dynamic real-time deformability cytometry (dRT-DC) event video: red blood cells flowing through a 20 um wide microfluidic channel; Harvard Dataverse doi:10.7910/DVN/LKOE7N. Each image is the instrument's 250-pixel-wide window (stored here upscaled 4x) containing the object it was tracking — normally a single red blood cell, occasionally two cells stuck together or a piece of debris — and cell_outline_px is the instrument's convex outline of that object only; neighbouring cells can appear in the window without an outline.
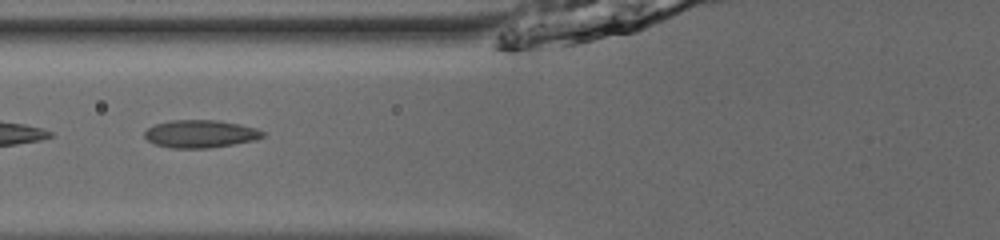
{"species": "common noctule bat (a hibernating species)", "species_latin": "Nyctalus noctula", "temperature_condition": "room temperature", "stored_images_in_passage": 19, "camera_frame_rate_fps": 3000, "um_per_image_px": 0.085, "animal": {"sex": "male", "body_mass_g": 13.0, "forearm_length_mm": 53.1}, "frame": {"image": 1, "passage_image": 6, "time_ms": 1.667, "image_size_px": [1000, 240], "cell_outline_px": [[264, 136], [256, 140], [212, 148], [172, 148], [156, 144], [148, 140], [144, 136], [144, 132], [148, 128], [156, 124], [172, 120], [216, 120], [240, 124], [256, 128], [264, 132]], "centroid_in_image_um": [17.06, 11.38], "position_along_channel_um": 108.7, "area_um2": 19.07}}
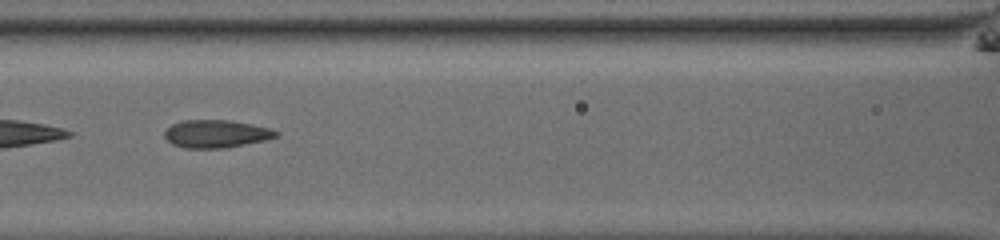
{"frame": {"image": 2, "passage_image": 9, "time_ms": 2.667, "image_size_px": [1000, 240], "cell_outline_px": [[280, 136], [264, 140], [224, 148], [184, 148], [172, 144], [164, 136], [164, 132], [172, 124], [184, 120], [228, 120], [252, 124], [268, 128], [280, 132]], "centroid_in_image_um": [18.37, 11.37], "position_along_channel_um": 148.2, "area_um2": 17.98}}